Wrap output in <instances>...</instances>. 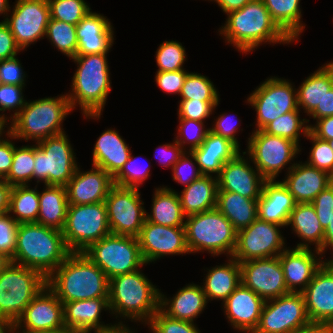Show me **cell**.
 Here are the masks:
<instances>
[{"mask_svg": "<svg viewBox=\"0 0 333 333\" xmlns=\"http://www.w3.org/2000/svg\"><path fill=\"white\" fill-rule=\"evenodd\" d=\"M219 28L228 45L242 54H249L262 44H291L293 41L272 19L262 0H253L243 8L229 12Z\"/></svg>", "mask_w": 333, "mask_h": 333, "instance_id": "6da1fadb", "label": "cell"}, {"mask_svg": "<svg viewBox=\"0 0 333 333\" xmlns=\"http://www.w3.org/2000/svg\"><path fill=\"white\" fill-rule=\"evenodd\" d=\"M107 54L76 55L70 59L77 70L66 95L72 111L79 105L85 119H100L112 90Z\"/></svg>", "mask_w": 333, "mask_h": 333, "instance_id": "7a4b0ae2", "label": "cell"}, {"mask_svg": "<svg viewBox=\"0 0 333 333\" xmlns=\"http://www.w3.org/2000/svg\"><path fill=\"white\" fill-rule=\"evenodd\" d=\"M47 286L63 304L109 297L108 277L83 252H71L47 278Z\"/></svg>", "mask_w": 333, "mask_h": 333, "instance_id": "3957f363", "label": "cell"}, {"mask_svg": "<svg viewBox=\"0 0 333 333\" xmlns=\"http://www.w3.org/2000/svg\"><path fill=\"white\" fill-rule=\"evenodd\" d=\"M160 289L138 269L109 280L108 304L114 318L146 324L159 310Z\"/></svg>", "mask_w": 333, "mask_h": 333, "instance_id": "277c9868", "label": "cell"}, {"mask_svg": "<svg viewBox=\"0 0 333 333\" xmlns=\"http://www.w3.org/2000/svg\"><path fill=\"white\" fill-rule=\"evenodd\" d=\"M62 231L38 223L18 225L13 263L35 269L48 278L69 256Z\"/></svg>", "mask_w": 333, "mask_h": 333, "instance_id": "5b68a950", "label": "cell"}, {"mask_svg": "<svg viewBox=\"0 0 333 333\" xmlns=\"http://www.w3.org/2000/svg\"><path fill=\"white\" fill-rule=\"evenodd\" d=\"M73 112L67 95L27 101L22 110L9 122V132L15 139L34 141L64 133L63 121ZM11 123V124H10Z\"/></svg>", "mask_w": 333, "mask_h": 333, "instance_id": "8992f818", "label": "cell"}, {"mask_svg": "<svg viewBox=\"0 0 333 333\" xmlns=\"http://www.w3.org/2000/svg\"><path fill=\"white\" fill-rule=\"evenodd\" d=\"M184 227L190 254L206 251L213 257H232L237 231L217 208L187 216Z\"/></svg>", "mask_w": 333, "mask_h": 333, "instance_id": "52a82bcc", "label": "cell"}, {"mask_svg": "<svg viewBox=\"0 0 333 333\" xmlns=\"http://www.w3.org/2000/svg\"><path fill=\"white\" fill-rule=\"evenodd\" d=\"M46 285L47 278L39 271L11 262L0 272V316L15 324Z\"/></svg>", "mask_w": 333, "mask_h": 333, "instance_id": "ba28073f", "label": "cell"}, {"mask_svg": "<svg viewBox=\"0 0 333 333\" xmlns=\"http://www.w3.org/2000/svg\"><path fill=\"white\" fill-rule=\"evenodd\" d=\"M72 146L66 132L35 144L33 179L36 185L68 184L78 167Z\"/></svg>", "mask_w": 333, "mask_h": 333, "instance_id": "9c48e42d", "label": "cell"}, {"mask_svg": "<svg viewBox=\"0 0 333 333\" xmlns=\"http://www.w3.org/2000/svg\"><path fill=\"white\" fill-rule=\"evenodd\" d=\"M246 147L247 150L244 152L266 181H275L285 168L288 172L302 151L300 145L292 140L269 135L263 130L253 131Z\"/></svg>", "mask_w": 333, "mask_h": 333, "instance_id": "30bf717a", "label": "cell"}, {"mask_svg": "<svg viewBox=\"0 0 333 333\" xmlns=\"http://www.w3.org/2000/svg\"><path fill=\"white\" fill-rule=\"evenodd\" d=\"M83 253L102 269L109 280L142 269L146 265L138 239L134 236L111 233L93 243Z\"/></svg>", "mask_w": 333, "mask_h": 333, "instance_id": "8fae6325", "label": "cell"}, {"mask_svg": "<svg viewBox=\"0 0 333 333\" xmlns=\"http://www.w3.org/2000/svg\"><path fill=\"white\" fill-rule=\"evenodd\" d=\"M62 234L70 252H84L111 234L105 202L69 205Z\"/></svg>", "mask_w": 333, "mask_h": 333, "instance_id": "7c38bea8", "label": "cell"}, {"mask_svg": "<svg viewBox=\"0 0 333 333\" xmlns=\"http://www.w3.org/2000/svg\"><path fill=\"white\" fill-rule=\"evenodd\" d=\"M245 103L256 111V130H263L281 115L298 108L297 89L290 80L268 77L248 95Z\"/></svg>", "mask_w": 333, "mask_h": 333, "instance_id": "4fadbf2b", "label": "cell"}, {"mask_svg": "<svg viewBox=\"0 0 333 333\" xmlns=\"http://www.w3.org/2000/svg\"><path fill=\"white\" fill-rule=\"evenodd\" d=\"M112 234L137 237L146 220L139 188L113 185L105 199Z\"/></svg>", "mask_w": 333, "mask_h": 333, "instance_id": "5bb4252c", "label": "cell"}, {"mask_svg": "<svg viewBox=\"0 0 333 333\" xmlns=\"http://www.w3.org/2000/svg\"><path fill=\"white\" fill-rule=\"evenodd\" d=\"M310 324L304 295L290 292L265 301L253 333H295Z\"/></svg>", "mask_w": 333, "mask_h": 333, "instance_id": "9a60e30c", "label": "cell"}, {"mask_svg": "<svg viewBox=\"0 0 333 333\" xmlns=\"http://www.w3.org/2000/svg\"><path fill=\"white\" fill-rule=\"evenodd\" d=\"M280 228L285 227L257 218L250 226L237 231L232 257L240 263L279 256L287 248Z\"/></svg>", "mask_w": 333, "mask_h": 333, "instance_id": "2e32d148", "label": "cell"}, {"mask_svg": "<svg viewBox=\"0 0 333 333\" xmlns=\"http://www.w3.org/2000/svg\"><path fill=\"white\" fill-rule=\"evenodd\" d=\"M13 4L5 23L17 46L24 51L31 44L44 39L50 20V8L47 0H15Z\"/></svg>", "mask_w": 333, "mask_h": 333, "instance_id": "e0dca14e", "label": "cell"}, {"mask_svg": "<svg viewBox=\"0 0 333 333\" xmlns=\"http://www.w3.org/2000/svg\"><path fill=\"white\" fill-rule=\"evenodd\" d=\"M240 277L241 283L264 301L290 293L278 256L240 262Z\"/></svg>", "mask_w": 333, "mask_h": 333, "instance_id": "ac0fdd59", "label": "cell"}, {"mask_svg": "<svg viewBox=\"0 0 333 333\" xmlns=\"http://www.w3.org/2000/svg\"><path fill=\"white\" fill-rule=\"evenodd\" d=\"M14 325L15 333L62 329L65 327L63 303L46 285L33 298Z\"/></svg>", "mask_w": 333, "mask_h": 333, "instance_id": "d6986e66", "label": "cell"}, {"mask_svg": "<svg viewBox=\"0 0 333 333\" xmlns=\"http://www.w3.org/2000/svg\"><path fill=\"white\" fill-rule=\"evenodd\" d=\"M137 239L146 265L164 256L190 254L185 227L162 226L145 220Z\"/></svg>", "mask_w": 333, "mask_h": 333, "instance_id": "ffe728a7", "label": "cell"}, {"mask_svg": "<svg viewBox=\"0 0 333 333\" xmlns=\"http://www.w3.org/2000/svg\"><path fill=\"white\" fill-rule=\"evenodd\" d=\"M250 163L251 158L243 151L227 161L217 176L218 191H231L246 198L259 199L266 180Z\"/></svg>", "mask_w": 333, "mask_h": 333, "instance_id": "44dd1931", "label": "cell"}, {"mask_svg": "<svg viewBox=\"0 0 333 333\" xmlns=\"http://www.w3.org/2000/svg\"><path fill=\"white\" fill-rule=\"evenodd\" d=\"M278 257L288 291L302 293L326 256L314 248L287 247Z\"/></svg>", "mask_w": 333, "mask_h": 333, "instance_id": "7402d4cb", "label": "cell"}, {"mask_svg": "<svg viewBox=\"0 0 333 333\" xmlns=\"http://www.w3.org/2000/svg\"><path fill=\"white\" fill-rule=\"evenodd\" d=\"M324 260L302 292L311 323L328 324L333 319V259Z\"/></svg>", "mask_w": 333, "mask_h": 333, "instance_id": "603a6c76", "label": "cell"}, {"mask_svg": "<svg viewBox=\"0 0 333 333\" xmlns=\"http://www.w3.org/2000/svg\"><path fill=\"white\" fill-rule=\"evenodd\" d=\"M265 301L242 283L223 302L222 309L234 330L253 333L257 328Z\"/></svg>", "mask_w": 333, "mask_h": 333, "instance_id": "cb8c5ba5", "label": "cell"}, {"mask_svg": "<svg viewBox=\"0 0 333 333\" xmlns=\"http://www.w3.org/2000/svg\"><path fill=\"white\" fill-rule=\"evenodd\" d=\"M80 165L66 185L69 205H84L105 202L113 178L102 168L93 166L89 171H81Z\"/></svg>", "mask_w": 333, "mask_h": 333, "instance_id": "d4e9b609", "label": "cell"}, {"mask_svg": "<svg viewBox=\"0 0 333 333\" xmlns=\"http://www.w3.org/2000/svg\"><path fill=\"white\" fill-rule=\"evenodd\" d=\"M282 184L288 189L296 203H311L314 198L333 182L327 172L310 166L306 162L296 161L285 173Z\"/></svg>", "mask_w": 333, "mask_h": 333, "instance_id": "484cf974", "label": "cell"}, {"mask_svg": "<svg viewBox=\"0 0 333 333\" xmlns=\"http://www.w3.org/2000/svg\"><path fill=\"white\" fill-rule=\"evenodd\" d=\"M103 310L110 313L108 298L65 302L63 304L64 325L78 333L99 332L112 324L100 321Z\"/></svg>", "mask_w": 333, "mask_h": 333, "instance_id": "4316f807", "label": "cell"}, {"mask_svg": "<svg viewBox=\"0 0 333 333\" xmlns=\"http://www.w3.org/2000/svg\"><path fill=\"white\" fill-rule=\"evenodd\" d=\"M207 303L202 286L193 282L180 288L169 298L160 289L159 309L170 318L194 323Z\"/></svg>", "mask_w": 333, "mask_h": 333, "instance_id": "83f0119b", "label": "cell"}, {"mask_svg": "<svg viewBox=\"0 0 333 333\" xmlns=\"http://www.w3.org/2000/svg\"><path fill=\"white\" fill-rule=\"evenodd\" d=\"M296 202L281 181H265L258 200V218L287 228Z\"/></svg>", "mask_w": 333, "mask_h": 333, "instance_id": "f1b7e54d", "label": "cell"}, {"mask_svg": "<svg viewBox=\"0 0 333 333\" xmlns=\"http://www.w3.org/2000/svg\"><path fill=\"white\" fill-rule=\"evenodd\" d=\"M130 148L116 129L109 128L96 140L92 165L102 168L113 178L127 162Z\"/></svg>", "mask_w": 333, "mask_h": 333, "instance_id": "f546056e", "label": "cell"}, {"mask_svg": "<svg viewBox=\"0 0 333 333\" xmlns=\"http://www.w3.org/2000/svg\"><path fill=\"white\" fill-rule=\"evenodd\" d=\"M241 149L229 139L221 137L209 131L204 142L192 150L200 172L203 175L218 176L222 166L232 160Z\"/></svg>", "mask_w": 333, "mask_h": 333, "instance_id": "4dcf8cb0", "label": "cell"}, {"mask_svg": "<svg viewBox=\"0 0 333 333\" xmlns=\"http://www.w3.org/2000/svg\"><path fill=\"white\" fill-rule=\"evenodd\" d=\"M301 239L295 248H313L322 253L324 229L318 220L314 206L311 203H296L290 213L287 227Z\"/></svg>", "mask_w": 333, "mask_h": 333, "instance_id": "1f68e13d", "label": "cell"}, {"mask_svg": "<svg viewBox=\"0 0 333 333\" xmlns=\"http://www.w3.org/2000/svg\"><path fill=\"white\" fill-rule=\"evenodd\" d=\"M206 271L201 286L208 303L213 300H220L223 303L241 283L240 263L233 257H228L222 265L207 268Z\"/></svg>", "mask_w": 333, "mask_h": 333, "instance_id": "d6a6232c", "label": "cell"}, {"mask_svg": "<svg viewBox=\"0 0 333 333\" xmlns=\"http://www.w3.org/2000/svg\"><path fill=\"white\" fill-rule=\"evenodd\" d=\"M218 180L216 176L202 175L178 194L184 215L202 213L216 208Z\"/></svg>", "mask_w": 333, "mask_h": 333, "instance_id": "836d02e7", "label": "cell"}, {"mask_svg": "<svg viewBox=\"0 0 333 333\" xmlns=\"http://www.w3.org/2000/svg\"><path fill=\"white\" fill-rule=\"evenodd\" d=\"M151 212H146V221L169 227H184L185 218L177 191L168 186L155 188Z\"/></svg>", "mask_w": 333, "mask_h": 333, "instance_id": "e575fe53", "label": "cell"}, {"mask_svg": "<svg viewBox=\"0 0 333 333\" xmlns=\"http://www.w3.org/2000/svg\"><path fill=\"white\" fill-rule=\"evenodd\" d=\"M333 87V61L325 63L303 80L297 88L298 108L310 115Z\"/></svg>", "mask_w": 333, "mask_h": 333, "instance_id": "d590c367", "label": "cell"}, {"mask_svg": "<svg viewBox=\"0 0 333 333\" xmlns=\"http://www.w3.org/2000/svg\"><path fill=\"white\" fill-rule=\"evenodd\" d=\"M44 186L43 191H39L40 205L36 223L62 231L69 206L66 186Z\"/></svg>", "mask_w": 333, "mask_h": 333, "instance_id": "8d00e7d4", "label": "cell"}, {"mask_svg": "<svg viewBox=\"0 0 333 333\" xmlns=\"http://www.w3.org/2000/svg\"><path fill=\"white\" fill-rule=\"evenodd\" d=\"M258 200L231 191H218L216 208L239 231L250 226L258 218Z\"/></svg>", "mask_w": 333, "mask_h": 333, "instance_id": "74e56055", "label": "cell"}, {"mask_svg": "<svg viewBox=\"0 0 333 333\" xmlns=\"http://www.w3.org/2000/svg\"><path fill=\"white\" fill-rule=\"evenodd\" d=\"M272 19L279 28L293 41L299 42V37L305 29L302 20L301 0H262Z\"/></svg>", "mask_w": 333, "mask_h": 333, "instance_id": "f35d334b", "label": "cell"}, {"mask_svg": "<svg viewBox=\"0 0 333 333\" xmlns=\"http://www.w3.org/2000/svg\"><path fill=\"white\" fill-rule=\"evenodd\" d=\"M29 185L12 186L10 192V216L18 223H36L39 212V190Z\"/></svg>", "mask_w": 333, "mask_h": 333, "instance_id": "ab89813d", "label": "cell"}, {"mask_svg": "<svg viewBox=\"0 0 333 333\" xmlns=\"http://www.w3.org/2000/svg\"><path fill=\"white\" fill-rule=\"evenodd\" d=\"M300 110L287 112L271 123L263 131L269 135L280 136L292 140L299 145L300 137L306 138L309 132L310 119L301 118Z\"/></svg>", "mask_w": 333, "mask_h": 333, "instance_id": "60d3db41", "label": "cell"}, {"mask_svg": "<svg viewBox=\"0 0 333 333\" xmlns=\"http://www.w3.org/2000/svg\"><path fill=\"white\" fill-rule=\"evenodd\" d=\"M35 145L15 146L11 169L4 180L11 186L29 185L33 179Z\"/></svg>", "mask_w": 333, "mask_h": 333, "instance_id": "b9f144b4", "label": "cell"}, {"mask_svg": "<svg viewBox=\"0 0 333 333\" xmlns=\"http://www.w3.org/2000/svg\"><path fill=\"white\" fill-rule=\"evenodd\" d=\"M45 38L68 58L72 59L77 55L78 40L75 25L50 18Z\"/></svg>", "mask_w": 333, "mask_h": 333, "instance_id": "7bdbcfd3", "label": "cell"}, {"mask_svg": "<svg viewBox=\"0 0 333 333\" xmlns=\"http://www.w3.org/2000/svg\"><path fill=\"white\" fill-rule=\"evenodd\" d=\"M219 91L206 75L189 72L180 92L181 100L220 101Z\"/></svg>", "mask_w": 333, "mask_h": 333, "instance_id": "ee69618b", "label": "cell"}, {"mask_svg": "<svg viewBox=\"0 0 333 333\" xmlns=\"http://www.w3.org/2000/svg\"><path fill=\"white\" fill-rule=\"evenodd\" d=\"M185 46L174 40H166L156 50V72H173L184 69V62L187 60Z\"/></svg>", "mask_w": 333, "mask_h": 333, "instance_id": "f6af8a7d", "label": "cell"}, {"mask_svg": "<svg viewBox=\"0 0 333 333\" xmlns=\"http://www.w3.org/2000/svg\"><path fill=\"white\" fill-rule=\"evenodd\" d=\"M50 18L77 25L90 11L85 0H47Z\"/></svg>", "mask_w": 333, "mask_h": 333, "instance_id": "bcb514c9", "label": "cell"}, {"mask_svg": "<svg viewBox=\"0 0 333 333\" xmlns=\"http://www.w3.org/2000/svg\"><path fill=\"white\" fill-rule=\"evenodd\" d=\"M137 158L138 156L133 157L132 152L130 153L127 162L113 177L114 185L121 187L139 188V186H142L143 182L150 177L151 165L142 163L144 165L142 166L140 163L141 161H139Z\"/></svg>", "mask_w": 333, "mask_h": 333, "instance_id": "7dc6e473", "label": "cell"}, {"mask_svg": "<svg viewBox=\"0 0 333 333\" xmlns=\"http://www.w3.org/2000/svg\"><path fill=\"white\" fill-rule=\"evenodd\" d=\"M179 126L174 140L185 150L191 152L199 148L204 142L210 127L204 125L206 122H199L191 119H178ZM188 145L186 148L185 145ZM189 148V149H188Z\"/></svg>", "mask_w": 333, "mask_h": 333, "instance_id": "c3c4849f", "label": "cell"}, {"mask_svg": "<svg viewBox=\"0 0 333 333\" xmlns=\"http://www.w3.org/2000/svg\"><path fill=\"white\" fill-rule=\"evenodd\" d=\"M25 86L0 84V121L9 122L22 110L27 100L24 98ZM14 113L8 117L6 111ZM4 112V113H3Z\"/></svg>", "mask_w": 333, "mask_h": 333, "instance_id": "681fc988", "label": "cell"}, {"mask_svg": "<svg viewBox=\"0 0 333 333\" xmlns=\"http://www.w3.org/2000/svg\"><path fill=\"white\" fill-rule=\"evenodd\" d=\"M306 139L311 141L312 147L309 152V158L305 162L310 166L327 172L333 177V150L330 147V141L318 139L310 131Z\"/></svg>", "mask_w": 333, "mask_h": 333, "instance_id": "f907efd6", "label": "cell"}, {"mask_svg": "<svg viewBox=\"0 0 333 333\" xmlns=\"http://www.w3.org/2000/svg\"><path fill=\"white\" fill-rule=\"evenodd\" d=\"M146 325L151 333H201L196 323L170 318L160 309Z\"/></svg>", "mask_w": 333, "mask_h": 333, "instance_id": "816d5d0a", "label": "cell"}, {"mask_svg": "<svg viewBox=\"0 0 333 333\" xmlns=\"http://www.w3.org/2000/svg\"><path fill=\"white\" fill-rule=\"evenodd\" d=\"M112 23L106 16L90 11L77 25V40L90 36H114Z\"/></svg>", "mask_w": 333, "mask_h": 333, "instance_id": "f5cc1de1", "label": "cell"}, {"mask_svg": "<svg viewBox=\"0 0 333 333\" xmlns=\"http://www.w3.org/2000/svg\"><path fill=\"white\" fill-rule=\"evenodd\" d=\"M220 101L180 100L178 102V119H191L206 122L213 115Z\"/></svg>", "mask_w": 333, "mask_h": 333, "instance_id": "db71d44e", "label": "cell"}, {"mask_svg": "<svg viewBox=\"0 0 333 333\" xmlns=\"http://www.w3.org/2000/svg\"><path fill=\"white\" fill-rule=\"evenodd\" d=\"M171 171L173 180L178 184L184 185V188L203 175L194 155L189 151L184 152L181 158L173 165Z\"/></svg>", "mask_w": 333, "mask_h": 333, "instance_id": "11a10c76", "label": "cell"}, {"mask_svg": "<svg viewBox=\"0 0 333 333\" xmlns=\"http://www.w3.org/2000/svg\"><path fill=\"white\" fill-rule=\"evenodd\" d=\"M18 225L8 212L0 215V251L11 258L15 254Z\"/></svg>", "mask_w": 333, "mask_h": 333, "instance_id": "9f6ffc18", "label": "cell"}, {"mask_svg": "<svg viewBox=\"0 0 333 333\" xmlns=\"http://www.w3.org/2000/svg\"><path fill=\"white\" fill-rule=\"evenodd\" d=\"M26 77L17 55L0 61V84L26 86Z\"/></svg>", "mask_w": 333, "mask_h": 333, "instance_id": "6f0895ef", "label": "cell"}, {"mask_svg": "<svg viewBox=\"0 0 333 333\" xmlns=\"http://www.w3.org/2000/svg\"><path fill=\"white\" fill-rule=\"evenodd\" d=\"M321 226L325 230L330 224L333 213V182L322 190L311 202Z\"/></svg>", "mask_w": 333, "mask_h": 333, "instance_id": "680465c9", "label": "cell"}, {"mask_svg": "<svg viewBox=\"0 0 333 333\" xmlns=\"http://www.w3.org/2000/svg\"><path fill=\"white\" fill-rule=\"evenodd\" d=\"M115 36H90L78 41L77 55L109 53Z\"/></svg>", "mask_w": 333, "mask_h": 333, "instance_id": "91938a15", "label": "cell"}, {"mask_svg": "<svg viewBox=\"0 0 333 333\" xmlns=\"http://www.w3.org/2000/svg\"><path fill=\"white\" fill-rule=\"evenodd\" d=\"M188 73L189 71L187 70L156 72L155 82L163 92L179 96Z\"/></svg>", "mask_w": 333, "mask_h": 333, "instance_id": "94428289", "label": "cell"}, {"mask_svg": "<svg viewBox=\"0 0 333 333\" xmlns=\"http://www.w3.org/2000/svg\"><path fill=\"white\" fill-rule=\"evenodd\" d=\"M232 116V115H231ZM228 113H223L213 121L212 127H210V131L213 132L216 135H219L221 137L229 139L231 142H233L239 149H240V142L237 139V132L239 129L238 123L236 124L234 117H231ZM232 118V119H231Z\"/></svg>", "mask_w": 333, "mask_h": 333, "instance_id": "6125c7cd", "label": "cell"}, {"mask_svg": "<svg viewBox=\"0 0 333 333\" xmlns=\"http://www.w3.org/2000/svg\"><path fill=\"white\" fill-rule=\"evenodd\" d=\"M155 151V157L156 155L158 156L156 158L158 162H160V165L166 168L171 167V169L185 152L175 140H173V143L159 145ZM157 152H159V154Z\"/></svg>", "mask_w": 333, "mask_h": 333, "instance_id": "be15d7a7", "label": "cell"}, {"mask_svg": "<svg viewBox=\"0 0 333 333\" xmlns=\"http://www.w3.org/2000/svg\"><path fill=\"white\" fill-rule=\"evenodd\" d=\"M12 139L14 141L16 140L15 137L8 132L5 137L0 140V178L2 179L8 175L11 169L15 148V142H12Z\"/></svg>", "mask_w": 333, "mask_h": 333, "instance_id": "e7e4bbea", "label": "cell"}, {"mask_svg": "<svg viewBox=\"0 0 333 333\" xmlns=\"http://www.w3.org/2000/svg\"><path fill=\"white\" fill-rule=\"evenodd\" d=\"M20 52L11 30L5 22L0 21V61L12 58Z\"/></svg>", "mask_w": 333, "mask_h": 333, "instance_id": "03108f58", "label": "cell"}, {"mask_svg": "<svg viewBox=\"0 0 333 333\" xmlns=\"http://www.w3.org/2000/svg\"><path fill=\"white\" fill-rule=\"evenodd\" d=\"M309 131L318 139L333 140V116L320 118L315 124H309Z\"/></svg>", "mask_w": 333, "mask_h": 333, "instance_id": "003e7915", "label": "cell"}, {"mask_svg": "<svg viewBox=\"0 0 333 333\" xmlns=\"http://www.w3.org/2000/svg\"><path fill=\"white\" fill-rule=\"evenodd\" d=\"M329 116H333V87L324 95L321 104L309 115V118L318 120Z\"/></svg>", "mask_w": 333, "mask_h": 333, "instance_id": "a7ac6f4b", "label": "cell"}, {"mask_svg": "<svg viewBox=\"0 0 333 333\" xmlns=\"http://www.w3.org/2000/svg\"><path fill=\"white\" fill-rule=\"evenodd\" d=\"M12 186L0 178V215L9 211L10 192Z\"/></svg>", "mask_w": 333, "mask_h": 333, "instance_id": "89a4df30", "label": "cell"}, {"mask_svg": "<svg viewBox=\"0 0 333 333\" xmlns=\"http://www.w3.org/2000/svg\"><path fill=\"white\" fill-rule=\"evenodd\" d=\"M218 4L223 13L228 14L231 11L243 8L247 3L253 0H208Z\"/></svg>", "mask_w": 333, "mask_h": 333, "instance_id": "2644e50d", "label": "cell"}, {"mask_svg": "<svg viewBox=\"0 0 333 333\" xmlns=\"http://www.w3.org/2000/svg\"><path fill=\"white\" fill-rule=\"evenodd\" d=\"M332 250L333 252V213L330 217V224L324 230V238L322 244V254L327 253V250ZM333 255V254H331ZM333 257V256H332ZM333 259V258H331Z\"/></svg>", "mask_w": 333, "mask_h": 333, "instance_id": "8c879c8a", "label": "cell"}, {"mask_svg": "<svg viewBox=\"0 0 333 333\" xmlns=\"http://www.w3.org/2000/svg\"><path fill=\"white\" fill-rule=\"evenodd\" d=\"M122 320H119L117 323H113L106 328H103L101 331L96 333H136L135 329H131L129 325L124 324Z\"/></svg>", "mask_w": 333, "mask_h": 333, "instance_id": "753ad0ef", "label": "cell"}, {"mask_svg": "<svg viewBox=\"0 0 333 333\" xmlns=\"http://www.w3.org/2000/svg\"><path fill=\"white\" fill-rule=\"evenodd\" d=\"M295 333H331L328 324L311 323Z\"/></svg>", "mask_w": 333, "mask_h": 333, "instance_id": "34e18365", "label": "cell"}, {"mask_svg": "<svg viewBox=\"0 0 333 333\" xmlns=\"http://www.w3.org/2000/svg\"><path fill=\"white\" fill-rule=\"evenodd\" d=\"M0 333H15V325L8 318L0 316Z\"/></svg>", "mask_w": 333, "mask_h": 333, "instance_id": "11e5206c", "label": "cell"}, {"mask_svg": "<svg viewBox=\"0 0 333 333\" xmlns=\"http://www.w3.org/2000/svg\"><path fill=\"white\" fill-rule=\"evenodd\" d=\"M10 8L11 7L9 4V0H0V16H4V19L1 20V22H5L6 16L9 14Z\"/></svg>", "mask_w": 333, "mask_h": 333, "instance_id": "2a66077c", "label": "cell"}, {"mask_svg": "<svg viewBox=\"0 0 333 333\" xmlns=\"http://www.w3.org/2000/svg\"><path fill=\"white\" fill-rule=\"evenodd\" d=\"M12 262L11 257L0 251V272L3 271Z\"/></svg>", "mask_w": 333, "mask_h": 333, "instance_id": "b9fcfbb0", "label": "cell"}, {"mask_svg": "<svg viewBox=\"0 0 333 333\" xmlns=\"http://www.w3.org/2000/svg\"><path fill=\"white\" fill-rule=\"evenodd\" d=\"M33 333H78V332H76L75 330L64 327L62 329H57V330L38 331V332H33Z\"/></svg>", "mask_w": 333, "mask_h": 333, "instance_id": "09005b40", "label": "cell"}, {"mask_svg": "<svg viewBox=\"0 0 333 333\" xmlns=\"http://www.w3.org/2000/svg\"><path fill=\"white\" fill-rule=\"evenodd\" d=\"M5 128L9 129L8 123L0 121V140L3 138V134L5 136L9 132V130L6 131Z\"/></svg>", "mask_w": 333, "mask_h": 333, "instance_id": "979ff035", "label": "cell"}, {"mask_svg": "<svg viewBox=\"0 0 333 333\" xmlns=\"http://www.w3.org/2000/svg\"><path fill=\"white\" fill-rule=\"evenodd\" d=\"M331 333H333V319L328 323Z\"/></svg>", "mask_w": 333, "mask_h": 333, "instance_id": "deb4b68c", "label": "cell"}, {"mask_svg": "<svg viewBox=\"0 0 333 333\" xmlns=\"http://www.w3.org/2000/svg\"><path fill=\"white\" fill-rule=\"evenodd\" d=\"M330 147L332 148V150H333V140L332 141H330Z\"/></svg>", "mask_w": 333, "mask_h": 333, "instance_id": "67dfc351", "label": "cell"}]
</instances>
